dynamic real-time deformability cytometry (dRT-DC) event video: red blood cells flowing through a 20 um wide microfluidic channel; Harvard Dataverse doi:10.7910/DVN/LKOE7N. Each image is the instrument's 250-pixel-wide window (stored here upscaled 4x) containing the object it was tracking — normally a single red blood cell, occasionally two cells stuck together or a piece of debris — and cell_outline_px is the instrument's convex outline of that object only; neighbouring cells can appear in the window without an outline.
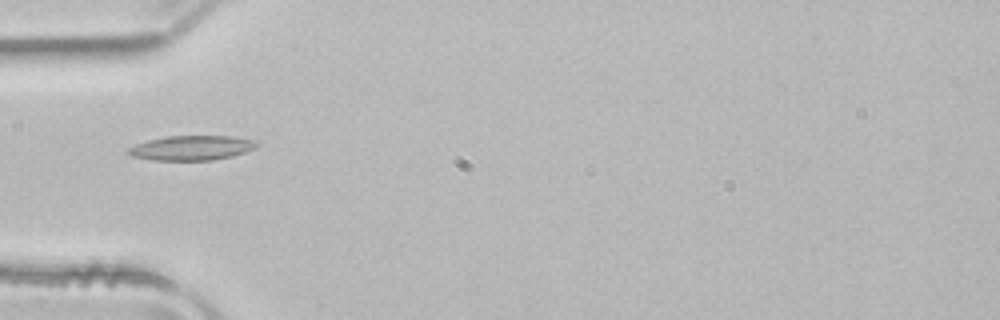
{"species": "common noctule bat (a hibernating species)", "species_latin": "Nyctalus noctula", "temperature_condition": "room temperature", "stored_images_in_passage": 3, "camera_frame_rate_fps": 3000, "um_per_image_px": 0.085, "animal": {"sex": "male", "body_mass_g": 21.5, "forearm_length_mm": 52.0}, "frame": {"image": 1, "passage_image": 1, "time_ms": 0.0, "image_size_px": [1000, 320], "cell_outline_px": [[260, 144], [256, 148], [232, 156], [212, 160], [152, 160], [132, 156], [124, 152], [128, 148], [136, 144], [148, 140], [168, 136], [232, 136], [252, 140]], "centroid_in_image_um": [16.26, 12.57], "position_along_channel_um": 68.7, "area_um2": 18.44}}